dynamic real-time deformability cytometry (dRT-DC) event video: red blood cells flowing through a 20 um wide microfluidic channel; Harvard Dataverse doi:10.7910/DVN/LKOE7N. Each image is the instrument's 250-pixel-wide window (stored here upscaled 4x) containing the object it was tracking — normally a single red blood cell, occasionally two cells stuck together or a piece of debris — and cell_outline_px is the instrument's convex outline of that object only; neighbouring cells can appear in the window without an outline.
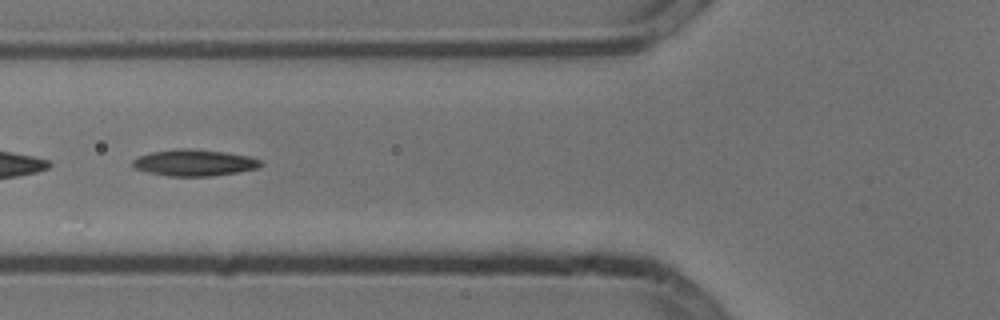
{"species": "common noctule bat (a hibernating species)", "species_latin": "Nyctalus noctula", "temperature_condition": "cold", "stored_images_in_passage": 11, "camera_frame_rate_fps": 3000, "um_per_image_px": 0.085, "animal": {"sex": "male", "body_mass_g": 13.3}, "frame": {"image": 1, "passage_image": 5, "time_ms": 1.333, "image_size_px": [1000, 320], "cell_outline_px": [[264, 164], [260, 168], [240, 172], [212, 176], [168, 176], [148, 172], [136, 168], [132, 164], [132, 160], [140, 156], [152, 152], [180, 148], [188, 148], [224, 152], [248, 156], [260, 160]], "centroid_in_image_um": [16.56, 13.84], "position_along_channel_um": 109.2, "area_um2": 19.71}}
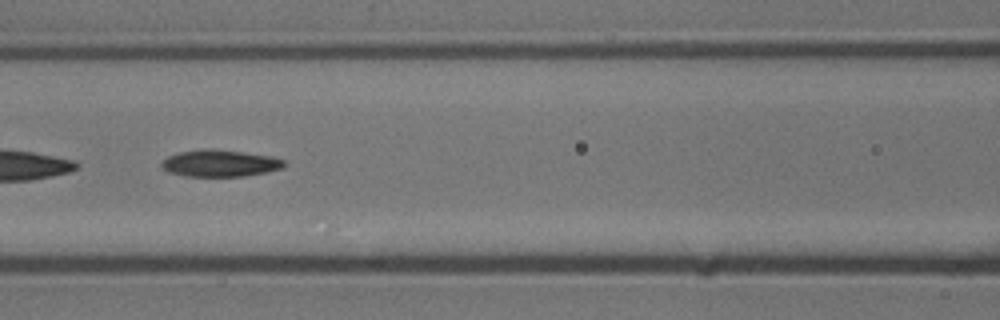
{"frame": {"image": 2, "passage_image": 8, "time_ms": 2.333, "image_size_px": [1000, 320], "cell_outline_px": [[284, 168], [244, 176], [184, 176], [168, 172], [160, 168], [160, 164], [168, 156], [180, 152], [204, 148], [208, 148], [244, 152], [272, 156], [284, 160]], "centroid_in_image_um": [18.66, 13.87], "position_along_channel_um": 147.9, "area_um2": 19.19}}